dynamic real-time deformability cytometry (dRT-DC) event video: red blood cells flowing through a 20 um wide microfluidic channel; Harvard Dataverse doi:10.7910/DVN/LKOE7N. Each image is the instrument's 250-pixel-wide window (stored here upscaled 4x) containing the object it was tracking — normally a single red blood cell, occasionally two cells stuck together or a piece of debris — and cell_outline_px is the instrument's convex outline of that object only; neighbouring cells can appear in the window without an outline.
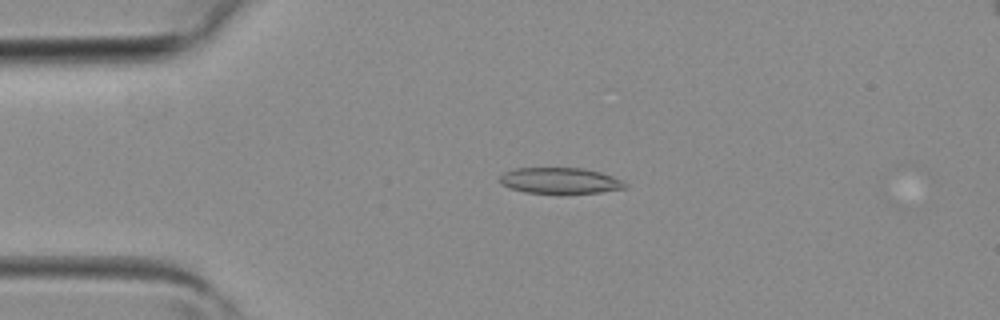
{"species": "common noctule bat (a hibernating species)", "species_latin": "Nyctalus noctula", "temperature_condition": "room temperature", "stored_images_in_passage": 2, "camera_frame_rate_fps": 3000, "um_per_image_px": 0.085, "animal": {"sex": "female", "body_mass_g": 19.3, "forearm_length_mm": 54.1}, "frame": {"image": 1, "passage_image": 1, "time_ms": 0.0, "image_size_px": [1000, 320], "cell_outline_px": [[628, 188], [600, 192], [560, 196], [524, 192], [500, 184], [500, 176], [504, 172], [516, 168], [584, 168], [600, 172], [624, 180], [628, 184]], "centroid_in_image_um": [47.65, 15.4], "position_along_channel_um": 37.3, "area_um2": 19.83}}